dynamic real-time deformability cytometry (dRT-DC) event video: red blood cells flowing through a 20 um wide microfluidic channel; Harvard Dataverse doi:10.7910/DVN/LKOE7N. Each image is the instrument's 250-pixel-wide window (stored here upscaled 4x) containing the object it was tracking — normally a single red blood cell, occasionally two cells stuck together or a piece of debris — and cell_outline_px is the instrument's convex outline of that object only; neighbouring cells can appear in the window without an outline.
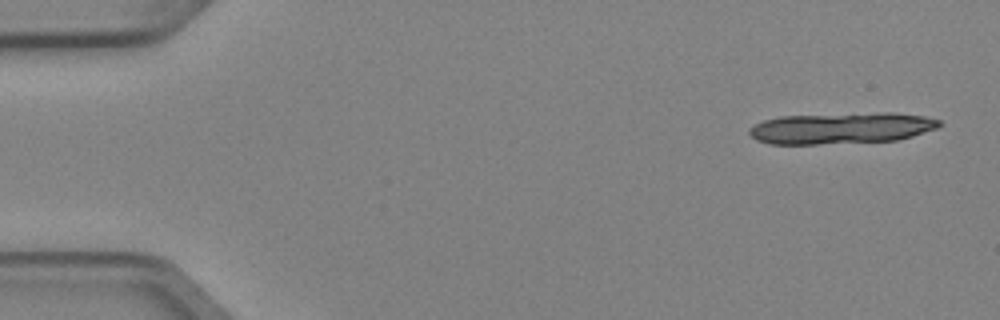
{"species": "Egyptian fruit bat (a non-hibernating species)", "species_latin": "Rousettus aegyptiacus", "temperature_condition": "cold", "stored_images_in_passage": 6, "segment_of_instrument_passage": [1, 2], "camera_frame_rate_fps": 3000, "um_per_image_px": 0.085, "animal": {"sex": "female"}, "frame": {"image": 1, "passage_image": 1, "time_ms": 0.0, "image_size_px": [1000, 320], "cell_outline_px": [[940, 124], [936, 128], [912, 136], [896, 140], [816, 144], [768, 144], [756, 140], [748, 132], [748, 128], [764, 120], [780, 116], [880, 112], [892, 112], [924, 116], [940, 120]], "centroid_in_image_um": [71.48, 10.88], "position_along_channel_um": 13.5, "area_um2": 34.62}}